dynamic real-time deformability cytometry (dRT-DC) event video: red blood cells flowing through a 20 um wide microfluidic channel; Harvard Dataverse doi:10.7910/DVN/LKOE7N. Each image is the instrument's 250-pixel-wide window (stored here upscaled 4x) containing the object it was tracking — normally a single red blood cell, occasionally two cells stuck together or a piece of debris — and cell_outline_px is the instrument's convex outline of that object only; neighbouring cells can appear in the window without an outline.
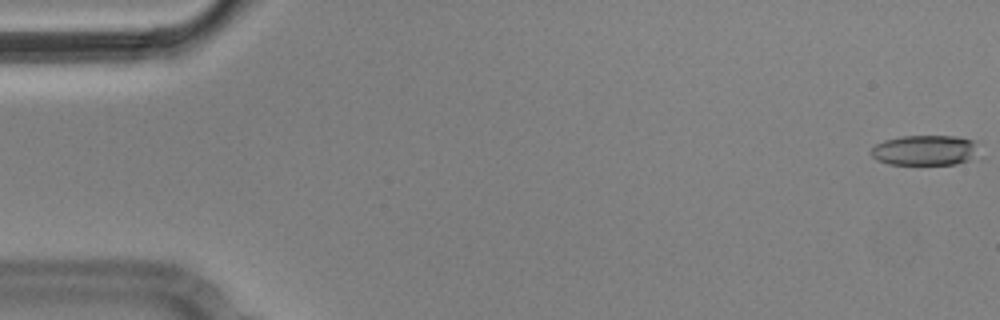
{"species": "Egyptian fruit bat (a non-hibernating species)", "species_latin": "Rousettus aegyptiacus", "temperature_condition": "cold", "stored_images_in_passage": 50, "camera_frame_rate_fps": 3000, "um_per_image_px": 0.085, "animal": {"sex": "male"}, "frame": {"image": 1, "passage_image": 1, "time_ms": 0.0, "image_size_px": [1000, 320], "cell_outline_px": [[976, 156], [968, 160], [956, 164], [888, 164], [876, 160], [872, 156], [872, 148], [876, 144], [884, 140], [900, 136], [956, 136], [976, 140]], "centroid_in_image_um": [78.62, 12.76], "position_along_channel_um": 6.4, "area_um2": 19.02}}
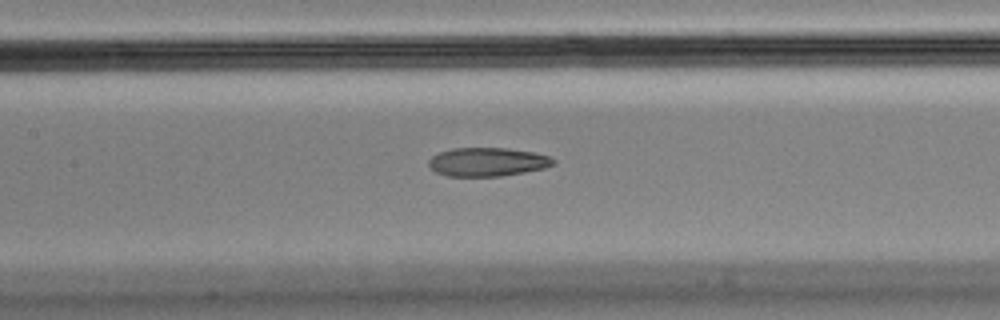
{"frame": {"image": 2, "passage_image": 26, "time_ms": 8.333, "image_size_px": [1000, 320], "cell_outline_px": [[556, 164], [544, 168], [524, 172], [500, 176], [448, 176], [436, 172], [428, 164], [428, 160], [432, 156], [440, 152], [452, 148], [504, 148], [532, 152], [548, 156], [556, 160]], "centroid_in_image_um": [41.43, 13.76], "position_along_channel_um": 166.0, "area_um2": 20.69}}
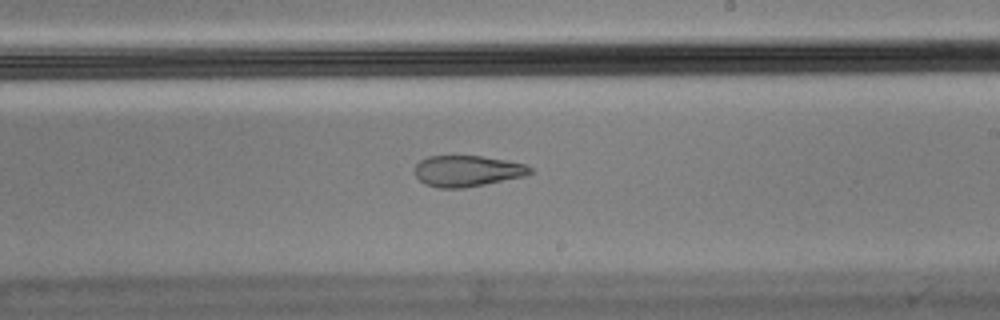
{"frame": {"image": 3, "passage_image": 33, "time_ms": 10.667, "image_size_px": [1000, 320], "cell_outline_px": [[532, 172], [524, 176], [464, 188], [440, 188], [424, 184], [416, 176], [416, 164], [420, 160], [428, 156], [480, 156], [504, 160], [524, 164], [532, 168]], "centroid_in_image_um": [39.69, 14.53], "position_along_channel_um": 249.3, "area_um2": 20.63}, "authors_computed_cell_mechanics": {"area_um2": 21.5883, "velocity_mm_per_s": 3.5809, "shape_relaxation_time_tau1_ms": null, "shape_relaxation_time_tau2_ms": 2.685, "deformation_change_tau1": null, "deformation_change_tau2": 0.0937}}